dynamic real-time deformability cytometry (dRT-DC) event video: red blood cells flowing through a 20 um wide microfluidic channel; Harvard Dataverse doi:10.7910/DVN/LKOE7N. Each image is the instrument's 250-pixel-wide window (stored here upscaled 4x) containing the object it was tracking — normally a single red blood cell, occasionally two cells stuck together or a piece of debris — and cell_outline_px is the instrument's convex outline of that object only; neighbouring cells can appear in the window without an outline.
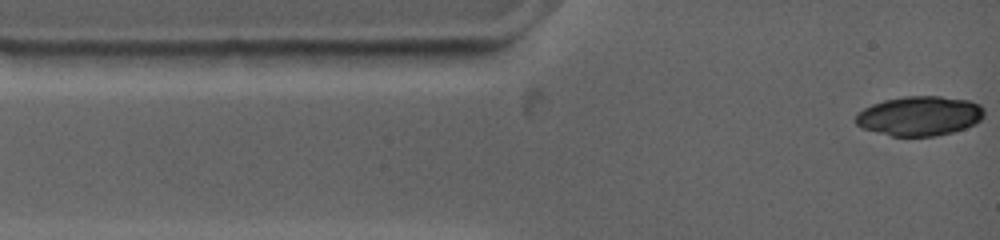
{"species": "common noctule bat (a hibernating species)", "species_latin": "Nyctalus noctula", "temperature_condition": "warm", "stored_images_in_passage": 9, "camera_frame_rate_fps": 4500, "um_per_image_px": 0.085, "animal": {"sex": "female", "body_mass_g": 19.0, "forearm_length_mm": 53.3}, "frame": {"image": 1, "passage_image": 1, "time_ms": 0.0, "image_size_px": [1000, 240], "cell_outline_px": [[984, 116], [976, 124], [952, 132], [932, 136], [892, 136], [864, 128], [856, 124], [856, 116], [864, 108], [872, 104], [884, 100], [904, 96], [940, 96], [968, 100], [980, 104], [984, 108]], "centroid_in_image_um": [78.2, 9.84], "position_along_channel_um": 6.8, "area_um2": 29.48}}